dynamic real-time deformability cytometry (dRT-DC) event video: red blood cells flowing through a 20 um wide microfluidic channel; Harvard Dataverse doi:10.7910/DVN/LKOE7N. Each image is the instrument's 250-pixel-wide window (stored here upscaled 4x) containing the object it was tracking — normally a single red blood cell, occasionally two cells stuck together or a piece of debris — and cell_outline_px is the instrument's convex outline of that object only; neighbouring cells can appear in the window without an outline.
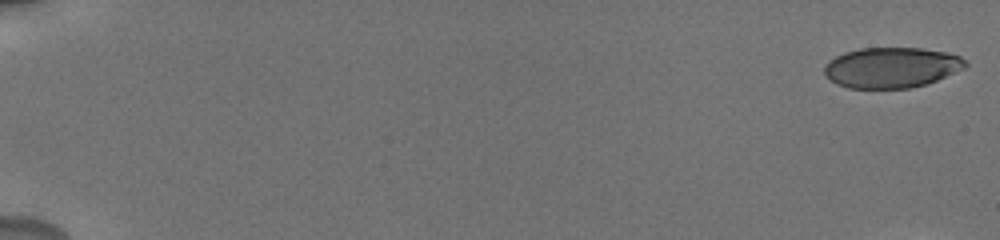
{"species": "human", "species_latin": "Homo sapiens", "temperature_condition": "cold", "stored_images_in_passage": 12, "camera_frame_rate_fps": 3000, "um_per_image_px": 0.085, "donor": {"sex": "male"}, "frame": {"image": 1, "passage_image": 1, "time_ms": 0.0, "image_size_px": [1000, 240], "cell_outline_px": [[968, 64], [964, 68], [928, 84], [908, 88], [848, 88], [836, 84], [824, 72], [824, 68], [828, 60], [844, 52], [860, 48], [920, 48], [948, 52], [960, 56], [968, 60]], "centroid_in_image_um": [75.8, 5.73], "position_along_channel_um": 9.2, "area_um2": 33.41}}